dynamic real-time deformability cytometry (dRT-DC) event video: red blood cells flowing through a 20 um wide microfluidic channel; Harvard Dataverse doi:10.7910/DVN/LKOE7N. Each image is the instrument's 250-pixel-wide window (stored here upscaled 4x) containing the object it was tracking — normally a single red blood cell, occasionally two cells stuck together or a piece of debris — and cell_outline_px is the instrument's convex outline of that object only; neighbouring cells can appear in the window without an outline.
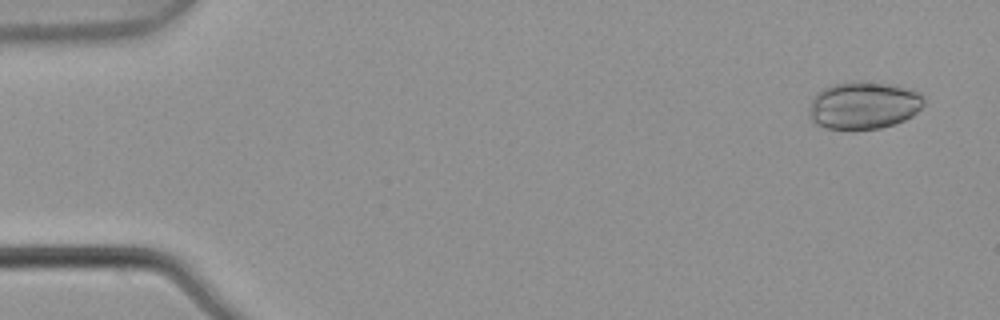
{"species": "common noctule bat (a hibernating species)", "species_latin": "Nyctalus noctula", "temperature_condition": "warm", "stored_images_in_passage": 6, "camera_frame_rate_fps": 3000, "um_per_image_px": 0.085, "animal": {"sex": "male", "body_mass_g": 21.5, "forearm_length_mm": 52.0}, "frame": {"image": 1, "passage_image": 1, "time_ms": 0.0, "image_size_px": [1000, 320], "cell_outline_px": [[924, 104], [912, 116], [904, 120], [880, 128], [852, 132], [828, 128], [816, 124], [808, 116], [808, 112], [812, 100], [816, 92], [832, 84], [860, 80], [888, 84], [912, 88], [920, 92], [924, 96]], "centroid_in_image_um": [73.4, 8.97], "position_along_channel_um": 11.6, "area_um2": 32.54}}
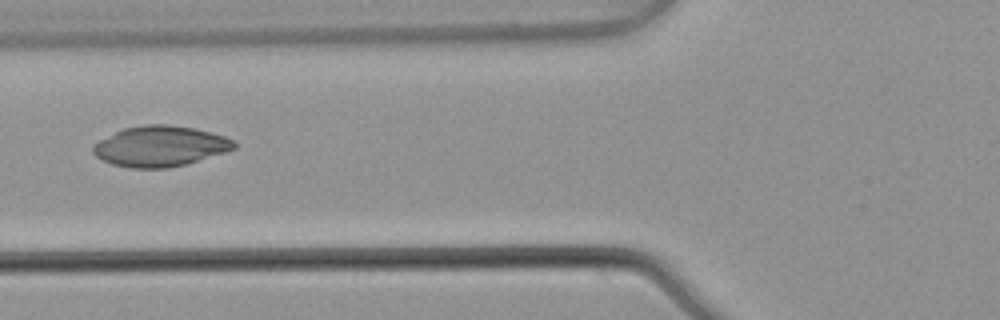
{"frame": {"image": 2, "passage_image": 6, "time_ms": 1.667, "image_size_px": [1000, 320], "cell_outline_px": [[236, 148], [224, 152], [184, 164], [168, 168], [132, 168], [112, 164], [96, 156], [92, 152], [92, 144], [124, 128], [144, 124], [168, 124], [196, 128], [224, 136], [236, 140]], "centroid_in_image_um": [13.61, 12.42], "position_along_channel_um": 112.2, "area_um2": 33.18}}